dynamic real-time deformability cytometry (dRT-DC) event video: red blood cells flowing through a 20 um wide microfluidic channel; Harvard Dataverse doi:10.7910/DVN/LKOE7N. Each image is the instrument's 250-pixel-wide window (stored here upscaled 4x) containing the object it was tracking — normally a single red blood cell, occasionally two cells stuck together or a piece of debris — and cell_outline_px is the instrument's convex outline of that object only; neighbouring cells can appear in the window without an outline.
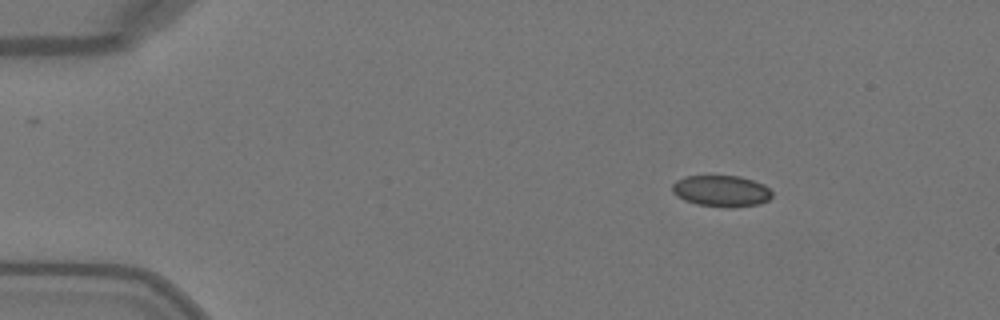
{"species": "Egyptian fruit bat (a non-hibernating species)", "species_latin": "Rousettus aegyptiacus", "temperature_condition": "warm", "stored_images_in_passage": 8, "camera_frame_rate_fps": 3000, "um_per_image_px": 0.085, "animal": {"sex": "female"}, "frame": {"image": 1, "passage_image": 1, "time_ms": 0.0, "image_size_px": [1000, 320], "cell_outline_px": [[772, 196], [768, 200], [760, 204], [732, 208], [696, 204], [684, 200], [676, 196], [672, 192], [672, 184], [676, 180], [684, 176], [740, 176], [764, 184], [772, 192]], "centroid_in_image_um": [61.3, 16.24], "position_along_channel_um": 23.7, "area_um2": 18.38}}